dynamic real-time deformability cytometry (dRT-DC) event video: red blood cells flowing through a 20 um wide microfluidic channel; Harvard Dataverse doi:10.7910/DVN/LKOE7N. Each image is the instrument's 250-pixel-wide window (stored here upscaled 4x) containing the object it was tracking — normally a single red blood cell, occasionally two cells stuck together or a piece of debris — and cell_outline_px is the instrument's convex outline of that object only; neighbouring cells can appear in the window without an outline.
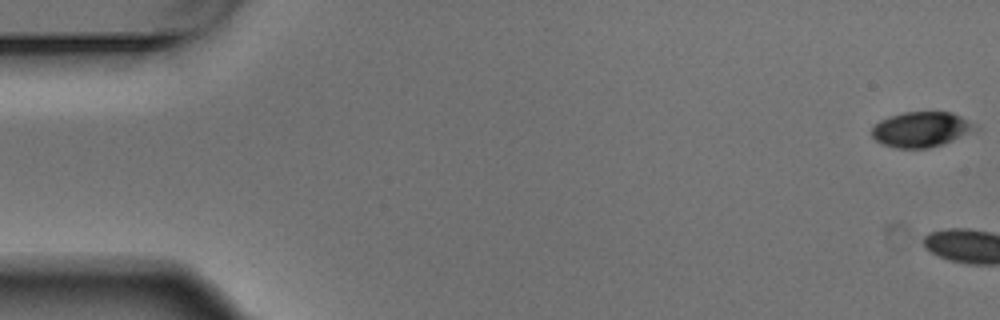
{"species": "Egyptian fruit bat (a non-hibernating species)", "species_latin": "Rousettus aegyptiacus", "temperature_condition": "warm", "stored_images_in_passage": 5, "camera_frame_rate_fps": 3000, "um_per_image_px": 0.085, "animal": {"sex": "male"}, "frame": {"image": 1, "passage_image": 1, "time_ms": 0.0, "image_size_px": [1000, 320], "cell_outline_px": [[976, 128], [952, 140], [940, 144], [924, 148], [896, 148], [880, 144], [872, 136], [872, 128], [880, 120], [904, 112], [952, 112], [976, 124]], "centroid_in_image_um": [78.25, 10.99], "position_along_channel_um": 6.8, "area_um2": 20.75}}